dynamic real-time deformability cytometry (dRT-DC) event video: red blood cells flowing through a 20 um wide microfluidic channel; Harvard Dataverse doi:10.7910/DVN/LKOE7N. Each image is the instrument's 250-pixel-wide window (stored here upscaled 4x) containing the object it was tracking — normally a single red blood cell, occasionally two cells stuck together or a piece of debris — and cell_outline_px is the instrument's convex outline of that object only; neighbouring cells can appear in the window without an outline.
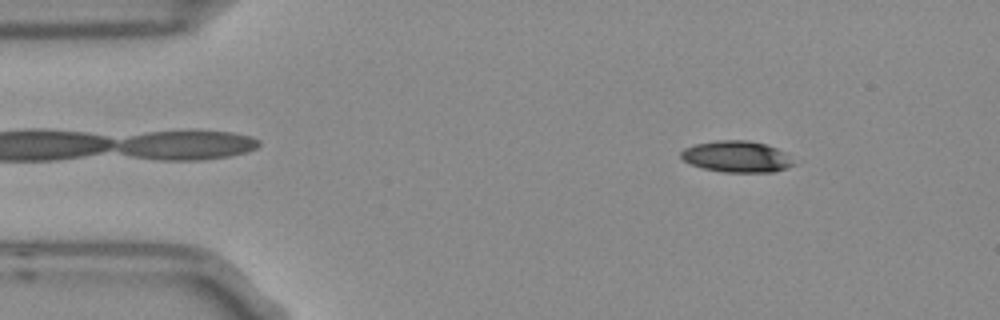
{"species": "Egyptian fruit bat (a non-hibernating species)", "species_latin": "Rousettus aegyptiacus", "temperature_condition": "room temperature", "stored_images_in_passage": 3, "camera_frame_rate_fps": 3000, "um_per_image_px": 0.085, "frame": {"image": 1, "passage_image": 1, "time_ms": 0.0, "image_size_px": [1000, 320], "cell_outline_px": [[796, 164], [788, 168], [776, 172], [724, 172], [704, 168], [692, 164], [684, 160], [680, 156], [680, 152], [684, 148], [696, 144], [716, 140], [748, 140], [764, 144], [776, 148], [784, 152]], "centroid_in_image_um": [62.64, 13.31], "position_along_channel_um": 22.4, "area_um2": 20.52}}